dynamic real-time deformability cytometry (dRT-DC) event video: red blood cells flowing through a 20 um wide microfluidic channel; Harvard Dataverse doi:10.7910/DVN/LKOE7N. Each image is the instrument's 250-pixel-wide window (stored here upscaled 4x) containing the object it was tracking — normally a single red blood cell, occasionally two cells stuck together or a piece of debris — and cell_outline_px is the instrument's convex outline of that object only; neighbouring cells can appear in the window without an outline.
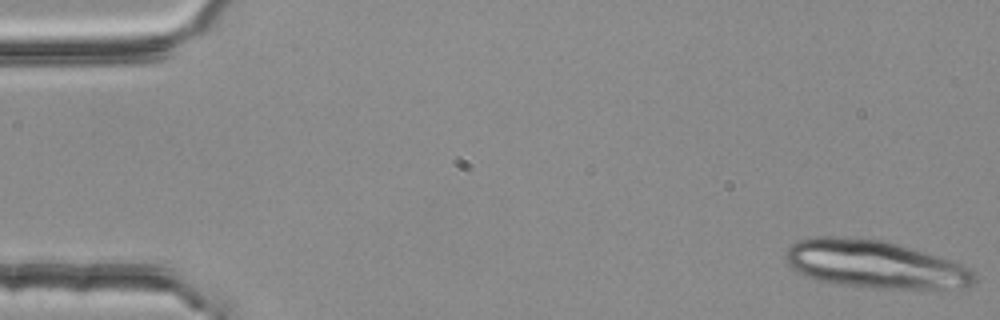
{"species": "common noctule bat (a hibernating species)", "species_latin": "Nyctalus noctula", "temperature_condition": "room temperature", "stored_images_in_passage": 4, "camera_frame_rate_fps": 3000, "um_per_image_px": 0.085, "animal": {"sex": "female", "body_mass_g": 25.1}, "frame": {"image": 1, "passage_image": 1, "time_ms": 0.0, "image_size_px": [1000, 320], "cell_outline_px": [[976, 280], [972, 284], [964, 288], [880, 288], [836, 284], [816, 280], [792, 268], [784, 260], [784, 256], [788, 248], [796, 240], [812, 236], [840, 236], [884, 240], [912, 248], [960, 264], [972, 272]], "centroid_in_image_um": [74.27, 22.45], "position_along_channel_um": 10.7, "area_um2": 52.25}}